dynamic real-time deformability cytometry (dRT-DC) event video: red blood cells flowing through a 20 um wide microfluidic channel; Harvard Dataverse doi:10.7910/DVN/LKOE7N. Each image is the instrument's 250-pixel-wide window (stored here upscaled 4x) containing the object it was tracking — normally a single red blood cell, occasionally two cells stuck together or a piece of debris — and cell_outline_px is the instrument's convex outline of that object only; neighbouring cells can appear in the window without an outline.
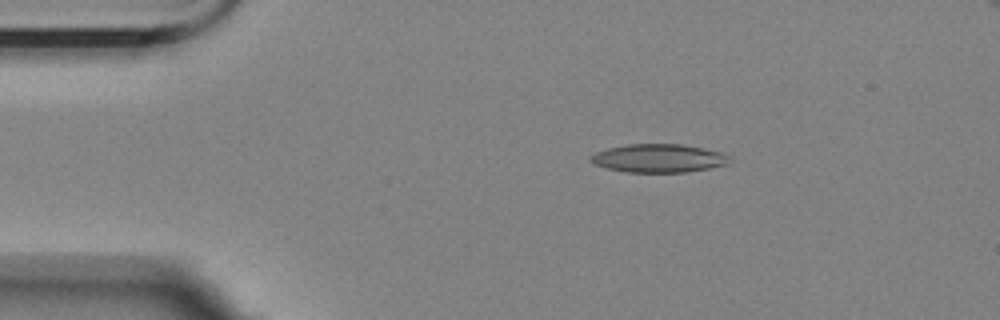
{"species": "Egyptian fruit bat (a non-hibernating species)", "species_latin": "Rousettus aegyptiacus", "temperature_condition": "room temperature", "stored_images_in_passage": 3, "camera_frame_rate_fps": 3000, "um_per_image_px": 0.085, "animal": {"sex": "female"}, "frame": {"image": 1, "passage_image": 2, "time_ms": 1.0, "image_size_px": [1000, 320], "cell_outline_px": [[732, 160], [728, 164], [688, 172], [628, 172], [608, 168], [596, 164], [588, 160], [588, 156], [596, 152], [608, 148], [628, 144], [680, 144], [704, 148], [724, 152], [732, 156]], "centroid_in_image_um": [56.04, 13.44], "position_along_channel_um": 29.0, "area_um2": 23.12}}